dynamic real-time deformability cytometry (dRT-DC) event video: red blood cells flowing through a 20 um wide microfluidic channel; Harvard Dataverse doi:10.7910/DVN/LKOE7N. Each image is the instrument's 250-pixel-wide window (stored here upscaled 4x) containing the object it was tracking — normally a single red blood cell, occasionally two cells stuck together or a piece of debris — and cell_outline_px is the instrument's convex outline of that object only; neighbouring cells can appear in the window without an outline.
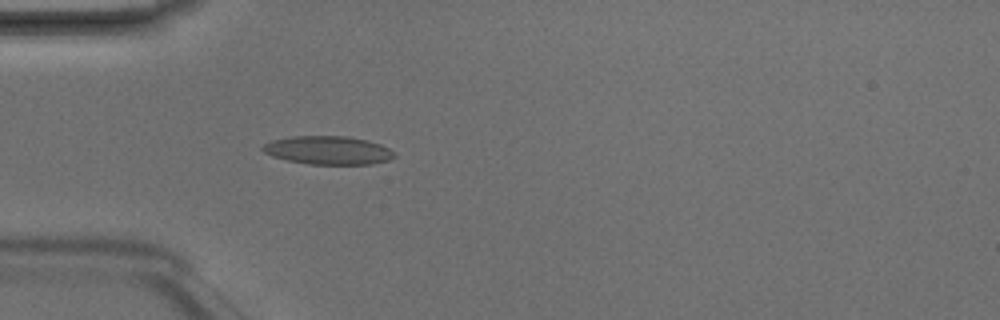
{"species": "Egyptian fruit bat (a non-hibernating species)", "species_latin": "Rousettus aegyptiacus", "temperature_condition": "room temperature", "stored_images_in_passage": 4, "camera_frame_rate_fps": 3000, "um_per_image_px": 0.085, "animal": {"sex": "male"}, "frame": {"image": 1, "passage_image": 4, "time_ms": 1.0, "image_size_px": [1000, 320], "cell_outline_px": [[396, 156], [388, 160], [372, 164], [308, 164], [288, 160], [272, 156], [264, 152], [260, 148], [264, 144], [272, 140], [292, 136], [344, 136], [368, 140], [380, 144], [396, 152]], "centroid_in_image_um": [27.9, 12.77], "position_along_channel_um": 57.1, "area_um2": 21.79}}